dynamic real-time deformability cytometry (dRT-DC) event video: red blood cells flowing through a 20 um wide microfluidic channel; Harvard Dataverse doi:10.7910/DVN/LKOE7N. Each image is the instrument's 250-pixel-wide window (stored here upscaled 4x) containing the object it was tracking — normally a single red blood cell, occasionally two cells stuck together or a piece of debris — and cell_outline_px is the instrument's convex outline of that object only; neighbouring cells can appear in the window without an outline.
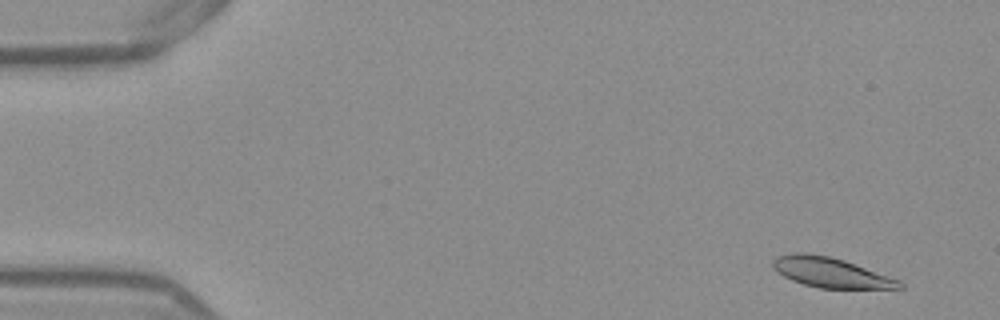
{"species": "Egyptian fruit bat (a non-hibernating species)", "species_latin": "Rousettus aegyptiacus", "temperature_condition": "warm", "stored_images_in_passage": 53, "camera_frame_rate_fps": 3000, "um_per_image_px": 0.085, "frame": {"image": 1, "passage_image": 4, "time_ms": 1.0, "image_size_px": [1000, 320], "cell_outline_px": [[904, 288], [820, 288], [804, 284], [792, 280], [776, 272], [772, 268], [772, 260], [776, 256], [796, 252], [808, 252], [832, 256], [844, 260], [900, 280], [904, 284]], "centroid_in_image_um": [70.57, 23.14], "position_along_channel_um": 14.4, "area_um2": 22.2}}
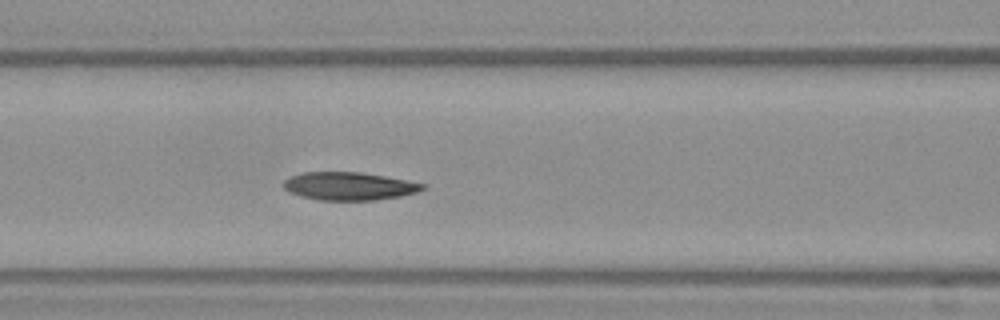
{"frame": {"image": 2, "passage_image": 23, "time_ms": 7.333, "image_size_px": [1000, 320], "cell_outline_px": [[424, 188], [416, 192], [400, 196], [376, 200], [320, 200], [300, 196], [288, 192], [280, 184], [284, 180], [300, 172], [360, 172], [384, 176], [424, 184]], "centroid_in_image_um": [29.59, 15.82], "position_along_channel_um": 137.0, "area_um2": 22.6}}
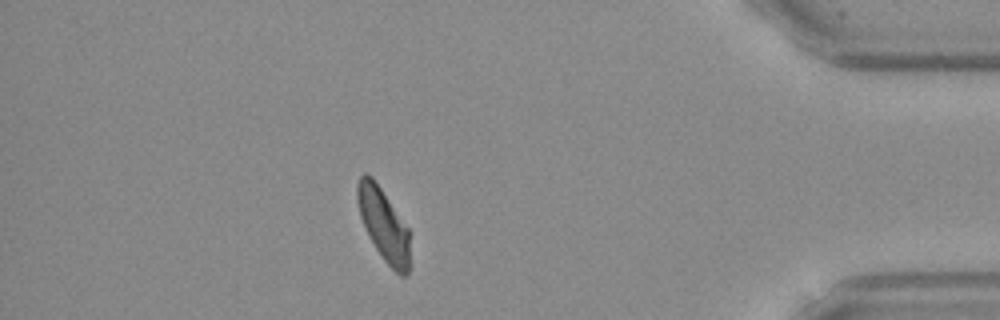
{"frame": {"image": 3, "passage_image": 47, "time_ms": 15.333, "image_size_px": [1000, 320], "cell_outline_px": [[408, 272], [404, 276], [400, 276], [384, 260], [368, 236], [360, 216], [356, 200], [356, 184], [360, 176], [364, 172], [372, 176], [408, 228]], "centroid_in_image_um": [32.55, 19.04], "position_along_channel_um": 402.7, "area_um2": 21.79}, "authors_computed_cell_mechanics": {"area_um2": 23.0622, "velocity_mm_per_s": 3.8531, "shape_relaxation_time_tau1_ms": null, "shape_relaxation_time_tau2_ms": 9.162, "deformation_change_tau1": null, "deformation_change_tau2": 0.1606}}